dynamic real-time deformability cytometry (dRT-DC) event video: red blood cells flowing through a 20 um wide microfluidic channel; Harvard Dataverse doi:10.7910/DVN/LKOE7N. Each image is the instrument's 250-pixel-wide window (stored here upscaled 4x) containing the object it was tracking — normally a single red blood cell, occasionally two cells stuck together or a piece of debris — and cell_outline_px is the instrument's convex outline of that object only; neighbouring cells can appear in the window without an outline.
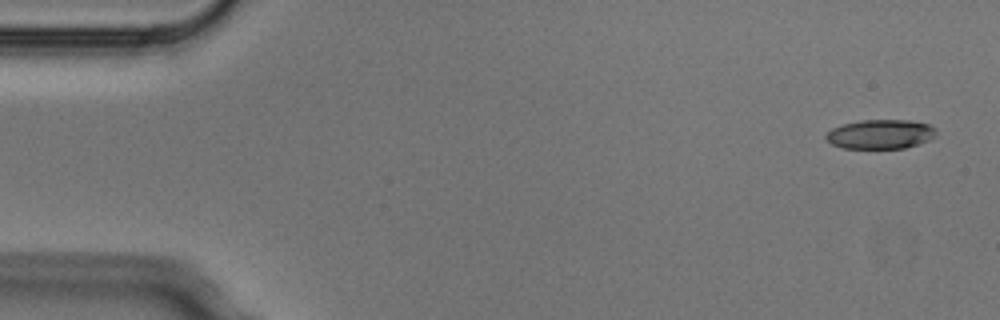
{"species": "Egyptian fruit bat (a non-hibernating species)", "species_latin": "Rousettus aegyptiacus", "temperature_condition": "cold", "stored_images_in_passage": 8, "camera_frame_rate_fps": 3000, "um_per_image_px": 0.085, "animal": {"sex": "male"}, "frame": {"image": 1, "passage_image": 1, "time_ms": 0.0, "image_size_px": [1000, 320], "cell_outline_px": [[936, 136], [928, 140], [904, 148], [844, 148], [832, 144], [824, 136], [832, 128], [844, 124], [860, 120], [908, 120], [928, 124], [936, 128]], "centroid_in_image_um": [74.84, 11.4], "position_along_channel_um": 10.2, "area_um2": 18.67}}
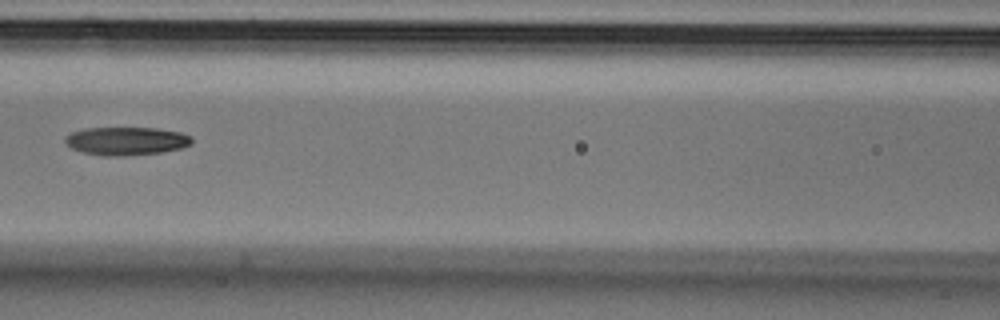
{"frame": {"image": 2, "passage_image": 7, "time_ms": 2.0, "image_size_px": [1000, 320], "cell_outline_px": [[192, 144], [184, 148], [160, 152], [124, 156], [104, 156], [84, 152], [72, 148], [64, 144], [64, 136], [72, 132], [84, 128], [156, 128], [180, 132], [192, 136]], "centroid_in_image_um": [10.73, 11.98], "position_along_channel_um": 155.9, "area_um2": 20.98}}
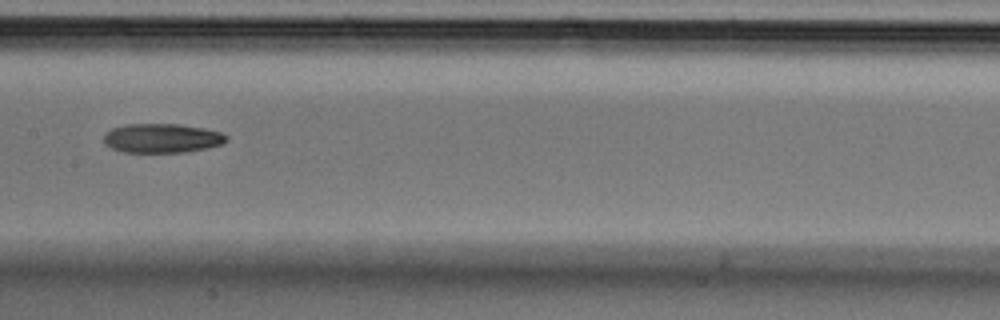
{"frame": {"image": 3, "passage_image": 8, "time_ms": 2.333, "image_size_px": [1000, 320], "cell_outline_px": [[228, 140], [220, 144], [208, 148], [184, 152], [124, 152], [112, 148], [104, 144], [104, 132], [112, 128], [128, 124], [180, 124], [204, 128], [220, 132], [228, 136]], "centroid_in_image_um": [13.76, 11.74], "position_along_channel_um": 193.6, "area_um2": 20.92}}